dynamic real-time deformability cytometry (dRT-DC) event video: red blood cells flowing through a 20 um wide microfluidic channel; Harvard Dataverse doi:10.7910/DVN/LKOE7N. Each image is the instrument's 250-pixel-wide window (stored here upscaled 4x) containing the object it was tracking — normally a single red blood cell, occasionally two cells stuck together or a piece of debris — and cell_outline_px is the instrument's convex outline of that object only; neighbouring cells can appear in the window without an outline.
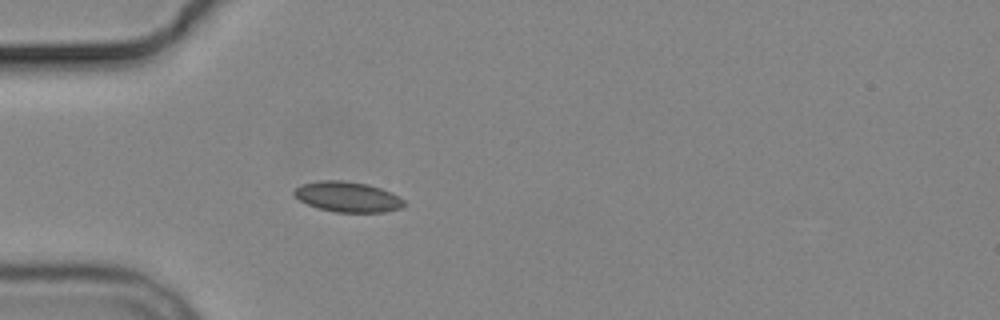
{"species": "common noctule bat (a hibernating species)", "species_latin": "Nyctalus noctula", "temperature_condition": "cold", "stored_images_in_passage": 3, "camera_frame_rate_fps": 3000, "um_per_image_px": 0.085, "animal": {"sex": "male", "body_mass_g": 19.2, "forearm_length_mm": 51.8}, "frame": {"image": 1, "passage_image": 3, "time_ms": 2.333, "image_size_px": [1000, 320], "cell_outline_px": [[404, 204], [400, 208], [384, 212], [336, 212], [320, 208], [308, 204], [300, 200], [292, 192], [300, 184], [320, 180], [344, 180], [368, 184], [392, 192], [404, 200]], "centroid_in_image_um": [29.54, 16.71], "position_along_channel_um": 55.5, "area_um2": 19.36}}